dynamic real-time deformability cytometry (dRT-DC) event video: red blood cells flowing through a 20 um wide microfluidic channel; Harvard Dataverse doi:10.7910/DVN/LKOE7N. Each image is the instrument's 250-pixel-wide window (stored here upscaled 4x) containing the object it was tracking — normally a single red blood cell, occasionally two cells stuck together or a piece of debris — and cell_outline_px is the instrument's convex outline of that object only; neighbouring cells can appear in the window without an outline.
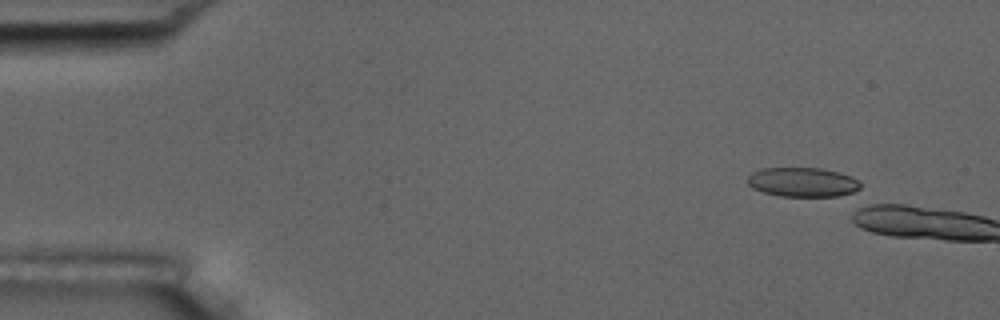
{"species": "common noctule bat (a hibernating species)", "species_latin": "Nyctalus noctula", "temperature_condition": "room temperature", "stored_images_in_passage": 2, "camera_frame_rate_fps": 3000, "um_per_image_px": 0.085, "animal": {"sex": "male", "body_mass_g": 17.5, "forearm_length_mm": 52.3}, "frame": {"image": 1, "passage_image": 1, "time_ms": 0.0, "image_size_px": [1000, 320], "cell_outline_px": [[860, 188], [852, 192], [840, 196], [780, 196], [764, 192], [752, 188], [748, 184], [748, 176], [752, 172], [764, 168], [820, 168], [852, 176], [860, 184]], "centroid_in_image_um": [68.2, 15.48], "position_along_channel_um": 16.8, "area_um2": 19.13}}